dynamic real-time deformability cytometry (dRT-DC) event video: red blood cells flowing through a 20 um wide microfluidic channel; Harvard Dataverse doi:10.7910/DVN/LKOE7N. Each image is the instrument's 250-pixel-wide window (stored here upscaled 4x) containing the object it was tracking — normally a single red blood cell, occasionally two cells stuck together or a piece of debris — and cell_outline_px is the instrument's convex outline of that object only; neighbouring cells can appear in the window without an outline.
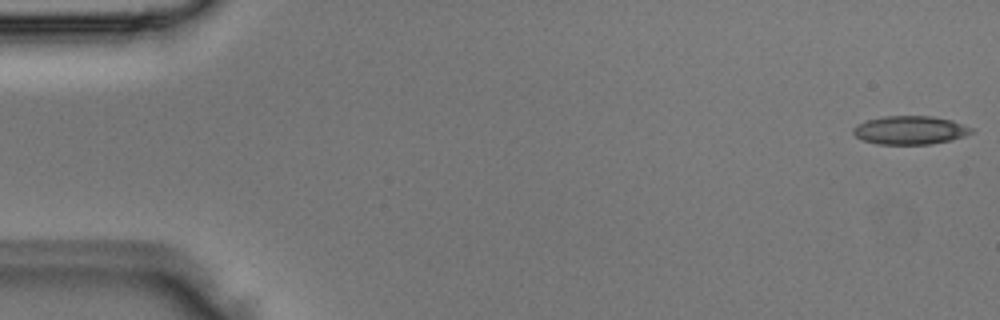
{"species": "Egyptian fruit bat (a non-hibernating species)", "species_latin": "Rousettus aegyptiacus", "temperature_condition": "room temperature", "stored_images_in_passage": 4, "camera_frame_rate_fps": 3000, "um_per_image_px": 0.085, "animal": {"sex": "male"}, "frame": {"image": 1, "passage_image": 1, "time_ms": 0.0, "image_size_px": [1000, 320], "cell_outline_px": [[976, 128], [972, 132], [964, 136], [952, 140], [928, 144], [876, 144], [860, 140], [852, 132], [852, 128], [856, 124], [868, 120], [884, 116], [932, 116], [952, 120]], "centroid_in_image_um": [77.36, 11.06], "position_along_channel_um": 7.6, "area_um2": 19.83}}
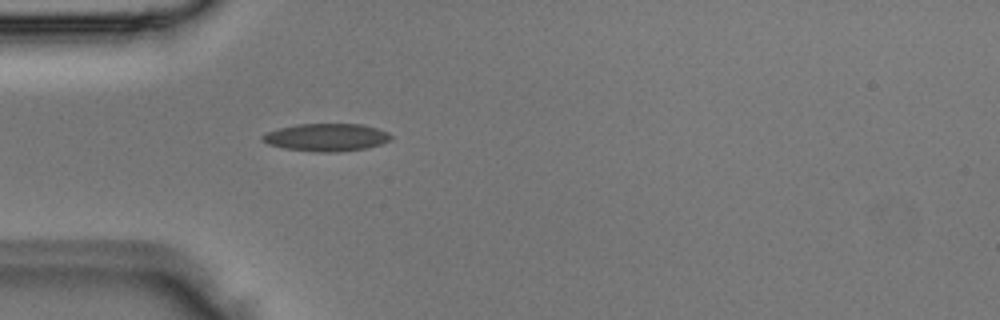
{"frame": {"image": 2, "passage_image": 4, "time_ms": 1.0, "image_size_px": [1000, 320], "cell_outline_px": [[392, 140], [380, 144], [364, 148], [336, 152], [320, 152], [284, 148], [268, 144], [260, 140], [260, 136], [268, 132], [280, 128], [296, 124], [364, 124], [388, 132], [392, 136]], "centroid_in_image_um": [27.74, 11.67], "position_along_channel_um": 57.3, "area_um2": 20.63}}